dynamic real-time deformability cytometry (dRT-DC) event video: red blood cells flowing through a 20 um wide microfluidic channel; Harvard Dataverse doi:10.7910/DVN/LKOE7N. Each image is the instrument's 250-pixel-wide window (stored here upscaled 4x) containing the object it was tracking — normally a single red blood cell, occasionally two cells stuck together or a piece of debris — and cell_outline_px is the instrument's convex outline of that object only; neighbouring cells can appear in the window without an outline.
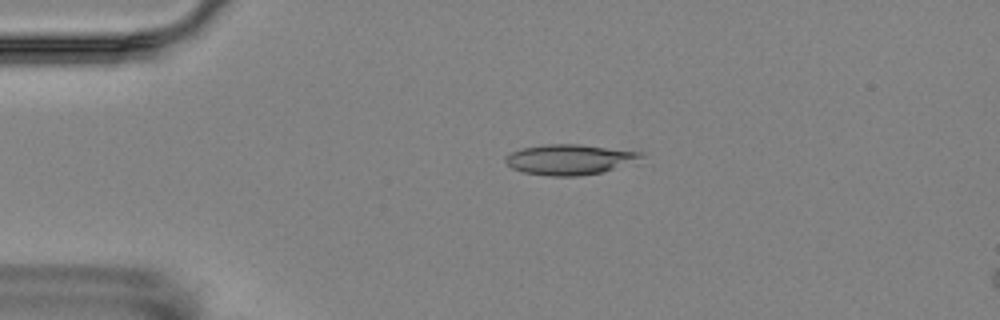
{"species": "Egyptian fruit bat (a non-hibernating species)", "species_latin": "Rousettus aegyptiacus", "temperature_condition": "room temperature", "stored_images_in_passage": 4, "camera_frame_rate_fps": 3000, "um_per_image_px": 0.085, "animal": {"sex": "female"}, "frame": {"image": 1, "passage_image": 3, "time_ms": 2.667, "image_size_px": [1000, 320], "cell_outline_px": [[644, 156], [636, 164], [600, 172], [576, 176], [552, 176], [524, 172], [512, 168], [504, 160], [504, 156], [520, 148], [548, 144], [580, 144], [644, 152]], "centroid_in_image_um": [48.49, 13.55], "position_along_channel_um": 36.5, "area_um2": 24.22}}